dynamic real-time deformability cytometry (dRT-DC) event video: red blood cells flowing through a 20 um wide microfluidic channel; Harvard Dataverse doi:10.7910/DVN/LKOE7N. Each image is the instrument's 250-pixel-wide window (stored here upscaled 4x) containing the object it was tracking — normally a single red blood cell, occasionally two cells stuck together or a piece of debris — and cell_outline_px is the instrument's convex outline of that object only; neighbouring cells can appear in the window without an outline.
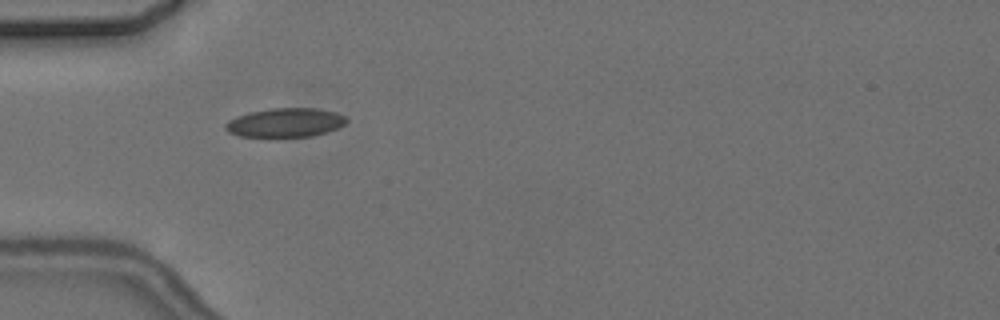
{"species": "common noctule bat (a hibernating species)", "species_latin": "Nyctalus noctula", "temperature_condition": "cold", "stored_images_in_passage": 10, "camera_frame_rate_fps": 3000, "um_per_image_px": 0.085, "animal": {"sex": "female", "body_mass_g": 24.6, "forearm_length_mm": 56.2}, "frame": {"image": 1, "passage_image": 1, "time_ms": 0.0, "image_size_px": [1000, 320], "cell_outline_px": [[348, 120], [344, 124], [336, 128], [312, 136], [276, 140], [240, 136], [228, 132], [224, 128], [224, 124], [228, 120], [236, 116], [248, 112], [272, 108], [320, 108], [336, 112], [344, 116]], "centroid_in_image_um": [24.18, 10.46], "position_along_channel_um": 60.8, "area_um2": 21.39}}
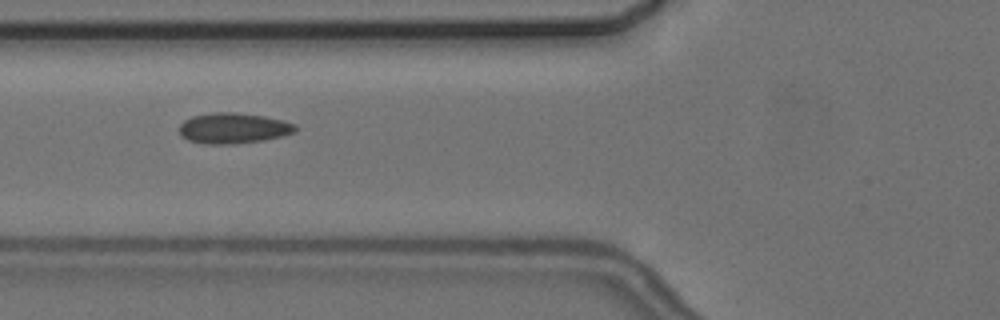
{"frame": {"image": 2, "passage_image": 2, "time_ms": 1.333, "image_size_px": [1000, 320], "cell_outline_px": [[296, 132], [264, 140], [232, 144], [204, 144], [188, 140], [180, 132], [180, 124], [184, 120], [192, 116], [212, 112], [236, 112], [264, 116], [284, 120], [296, 124]], "centroid_in_image_um": [19.85, 10.89], "position_along_channel_um": 106.0, "area_um2": 20.75}, "authors_computed_cell_mechanics": {"area_um2": 19.6809, "velocity_mm_per_s": 3.6422, "shape_relaxation_time_tau1_ms": 8.3062, "shape_relaxation_time_tau2_ms": 5.836, "deformation_change_tau1": 0.057, "deformation_change_tau2": 0.0702}}